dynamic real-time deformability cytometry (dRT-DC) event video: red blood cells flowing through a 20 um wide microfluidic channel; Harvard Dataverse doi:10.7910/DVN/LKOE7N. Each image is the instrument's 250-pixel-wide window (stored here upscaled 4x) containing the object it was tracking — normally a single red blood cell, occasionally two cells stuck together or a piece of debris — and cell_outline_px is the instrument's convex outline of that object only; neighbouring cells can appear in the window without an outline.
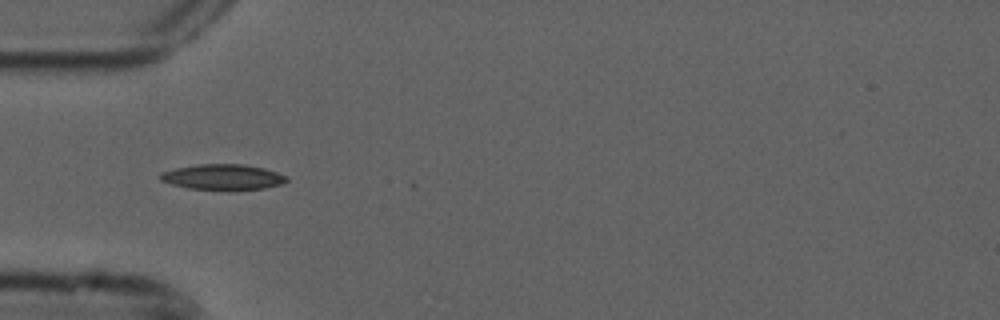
{"species": "common noctule bat (a hibernating species)", "species_latin": "Nyctalus noctula", "temperature_condition": "cold", "stored_images_in_passage": 8, "camera_frame_rate_fps": 3000, "um_per_image_px": 0.085, "animal": {"sex": "male", "forearm_length_mm": 52.5}, "frame": {"image": 1, "passage_image": 5, "time_ms": 1.333, "image_size_px": [1000, 320], "cell_outline_px": [[288, 180], [280, 184], [264, 188], [188, 188], [172, 184], [160, 180], [156, 176], [160, 172], [176, 168], [196, 164], [244, 164], [264, 168], [288, 176]], "centroid_in_image_um": [18.89, 15.01], "position_along_channel_um": 66.1, "area_um2": 18.32}}
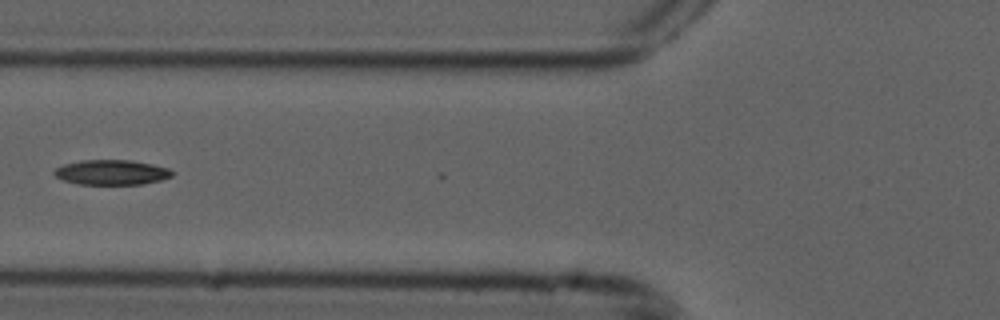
{"frame": {"image": 2, "passage_image": 6, "time_ms": 1.667, "image_size_px": [1000, 320], "cell_outline_px": [[176, 172], [172, 176], [160, 180], [140, 184], [76, 184], [64, 180], [56, 176], [52, 172], [56, 168], [64, 164], [80, 160], [128, 160], [152, 164], [168, 168]], "centroid_in_image_um": [9.48, 14.64], "position_along_channel_um": 116.3, "area_um2": 17.11}}
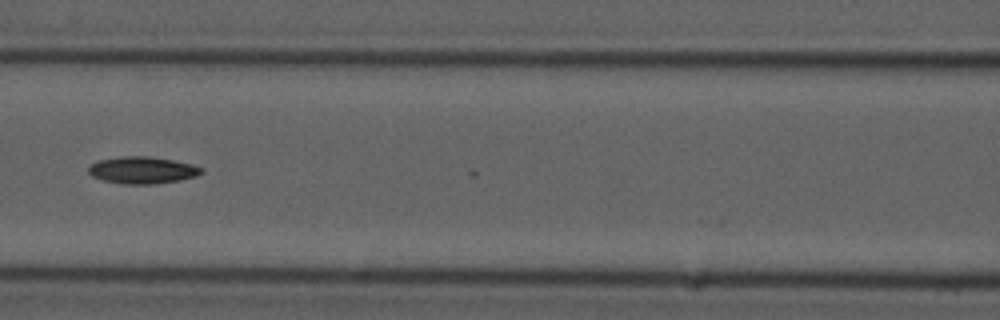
{"frame": {"image": 3, "passage_image": 7, "time_ms": 2.0, "image_size_px": [1000, 320], "cell_outline_px": [[204, 172], [196, 176], [180, 180], [152, 184], [124, 184], [104, 180], [92, 176], [88, 172], [88, 168], [92, 164], [100, 160], [120, 156], [148, 156], [172, 160], [192, 164], [204, 168]], "centroid_in_image_um": [12.13, 14.46], "position_along_channel_um": 154.5, "area_um2": 17.69}}